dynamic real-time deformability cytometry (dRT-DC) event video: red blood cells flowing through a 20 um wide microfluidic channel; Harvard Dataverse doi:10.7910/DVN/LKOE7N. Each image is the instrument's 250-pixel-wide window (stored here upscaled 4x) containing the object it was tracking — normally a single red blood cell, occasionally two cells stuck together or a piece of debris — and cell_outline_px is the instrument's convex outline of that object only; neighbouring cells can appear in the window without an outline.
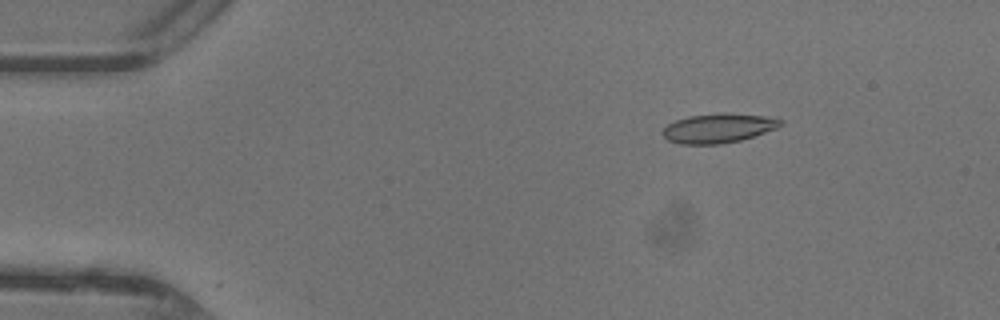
{"species": "common noctule bat (a hibernating species)", "species_latin": "Nyctalus noctula", "temperature_condition": "warm", "stored_images_in_passage": 47, "camera_frame_rate_fps": 3000, "um_per_image_px": 0.085, "animal": {"sex": "female"}, "frame": {"image": 1, "passage_image": 7, "time_ms": 2.0, "image_size_px": [1000, 320], "cell_outline_px": [[784, 124], [776, 128], [740, 140], [720, 144], [680, 144], [668, 140], [664, 136], [664, 128], [668, 124], [676, 120], [688, 116], [724, 112], [768, 116], [784, 120]], "centroid_in_image_um": [61.09, 10.88], "position_along_channel_um": 23.9, "area_um2": 20.11}}
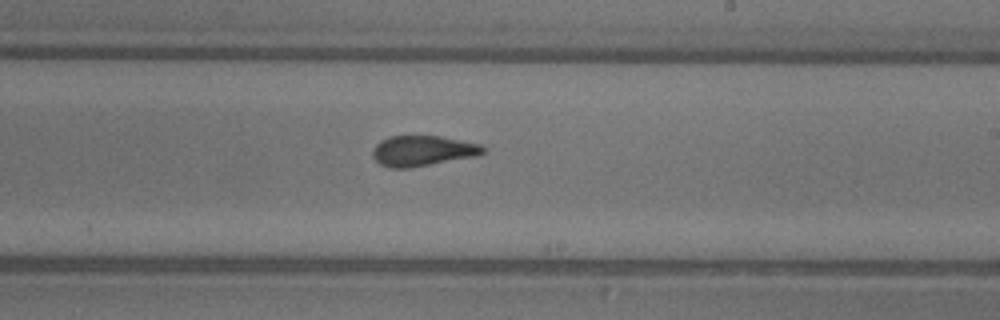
{"frame": {"image": 2, "passage_image": 28, "time_ms": 9.0, "image_size_px": [1000, 320], "cell_outline_px": [[488, 148], [484, 152], [476, 156], [408, 168], [392, 168], [380, 164], [372, 156], [372, 152], [376, 144], [380, 140], [388, 136], [440, 136], [480, 144]], "centroid_in_image_um": [35.92, 12.81], "position_along_channel_um": 253.1, "area_um2": 19.54}}
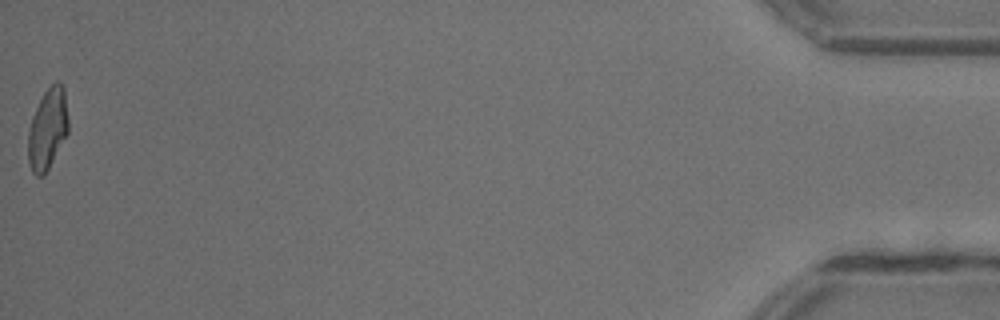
{"frame": {"image": 3, "passage_image": 47, "time_ms": 15.333, "image_size_px": [1000, 320], "cell_outline_px": [[68, 132], [44, 176], [36, 176], [32, 172], [28, 160], [28, 132], [32, 116], [44, 92], [56, 80], [60, 80], [64, 88], [68, 120]], "centroid_in_image_um": [4.04, 10.95], "position_along_channel_um": 431.2, "area_um2": 18.9}, "authors_computed_cell_mechanics": {"area_um2": 19.7098, "velocity_mm_per_s": 4.4241, "shape_relaxation_time_tau1_ms": null, "shape_relaxation_time_tau2_ms": 1.3146, "deformation_change_tau1": null, "deformation_change_tau2": 0.0941}}